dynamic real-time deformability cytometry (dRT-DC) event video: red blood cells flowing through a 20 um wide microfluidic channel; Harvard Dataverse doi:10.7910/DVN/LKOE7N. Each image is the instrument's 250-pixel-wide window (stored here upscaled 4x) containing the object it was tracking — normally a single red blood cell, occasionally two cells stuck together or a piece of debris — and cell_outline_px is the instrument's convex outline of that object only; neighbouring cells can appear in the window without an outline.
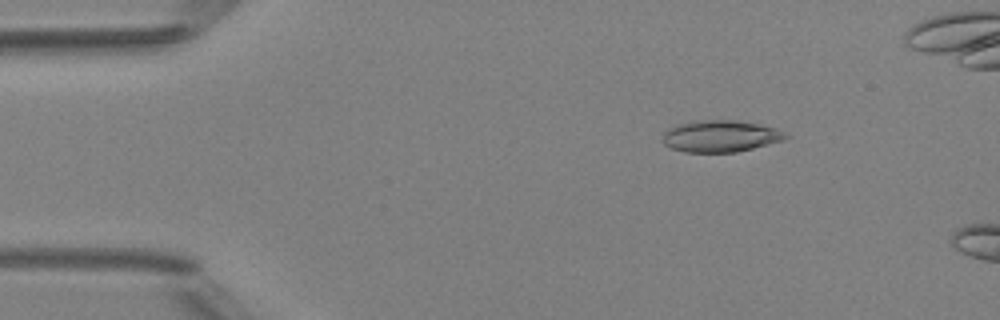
{"species": "Egyptian fruit bat (a non-hibernating species)", "species_latin": "Rousettus aegyptiacus", "temperature_condition": "room temperature", "stored_images_in_passage": 5, "camera_frame_rate_fps": 3000, "um_per_image_px": 0.085, "animal": {"sex": "female"}, "frame": {"image": 1, "passage_image": 3, "time_ms": 2.333, "image_size_px": [1000, 320], "cell_outline_px": [[788, 136], [784, 140], [736, 152], [684, 152], [672, 148], [664, 144], [664, 132], [668, 128], [676, 124], [692, 120], [736, 120], [760, 124], [776, 128], [784, 132]], "centroid_in_image_um": [61.22, 11.56], "position_along_channel_um": 23.8, "area_um2": 22.77}}